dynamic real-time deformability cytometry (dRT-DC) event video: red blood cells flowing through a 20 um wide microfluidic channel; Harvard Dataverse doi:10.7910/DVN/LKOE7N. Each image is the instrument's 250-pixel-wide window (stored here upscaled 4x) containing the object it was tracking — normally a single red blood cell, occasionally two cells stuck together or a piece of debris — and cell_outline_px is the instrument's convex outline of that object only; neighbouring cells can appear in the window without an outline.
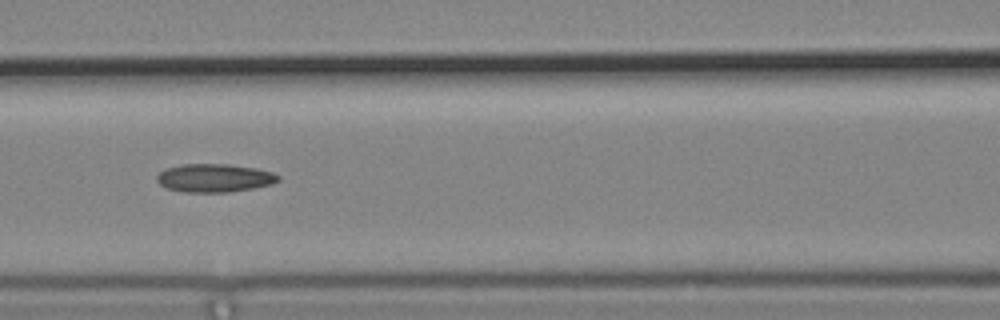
{"species": "common noctule bat (a hibernating species)", "species_latin": "Nyctalus noctula", "temperature_condition": "cold", "stored_images_in_passage": 8, "camera_frame_rate_fps": 3000, "um_per_image_px": 0.085, "animal": {"sex": "male", "body_mass_g": 19.2, "forearm_length_mm": 51.8}, "frame": {"image": 1, "passage_image": 5, "time_ms": 1.333, "image_size_px": [1000, 320], "cell_outline_px": [[280, 180], [272, 184], [252, 188], [228, 192], [184, 192], [168, 188], [160, 184], [156, 180], [156, 176], [160, 172], [168, 168], [180, 164], [228, 164], [256, 168], [272, 172], [280, 176]], "centroid_in_image_um": [18.24, 15.12], "position_along_channel_um": 148.4, "area_um2": 19.94}}
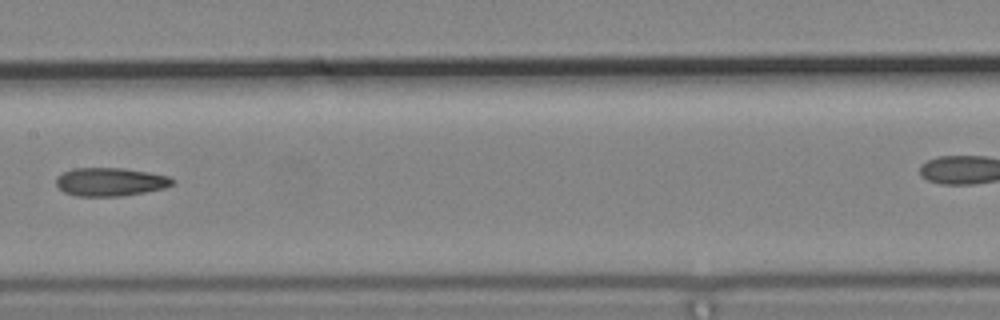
{"frame": {"image": 2, "passage_image": 6, "time_ms": 1.667, "image_size_px": [1000, 320], "cell_outline_px": [[176, 180], [172, 184], [164, 188], [144, 192], [120, 196], [76, 196], [64, 192], [56, 184], [56, 176], [72, 168], [124, 168], [148, 172], [168, 176]], "centroid_in_image_um": [9.36, 15.45], "position_along_channel_um": 198.0, "area_um2": 19.19}}
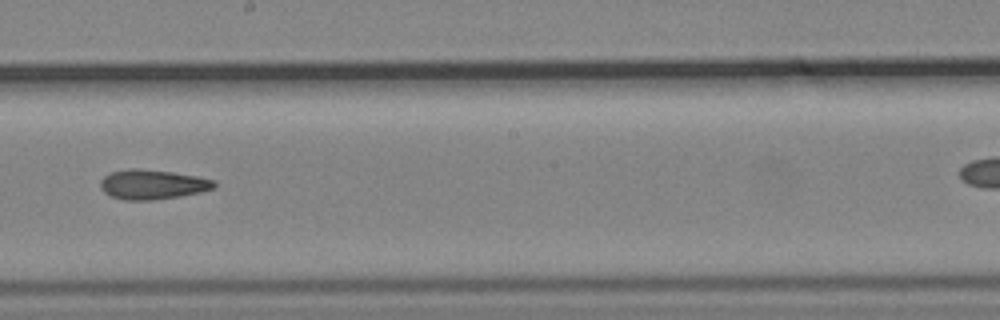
{"frame": {"image": 3, "passage_image": 7, "time_ms": 2.0, "image_size_px": [1000, 320], "cell_outline_px": [[216, 188], [200, 192], [180, 196], [152, 200], [124, 200], [112, 196], [104, 192], [100, 188], [100, 180], [104, 176], [112, 172], [128, 168], [140, 168], [172, 172], [196, 176], [216, 180]], "centroid_in_image_um": [12.96, 15.67], "position_along_channel_um": 235.2, "area_um2": 19.77}}